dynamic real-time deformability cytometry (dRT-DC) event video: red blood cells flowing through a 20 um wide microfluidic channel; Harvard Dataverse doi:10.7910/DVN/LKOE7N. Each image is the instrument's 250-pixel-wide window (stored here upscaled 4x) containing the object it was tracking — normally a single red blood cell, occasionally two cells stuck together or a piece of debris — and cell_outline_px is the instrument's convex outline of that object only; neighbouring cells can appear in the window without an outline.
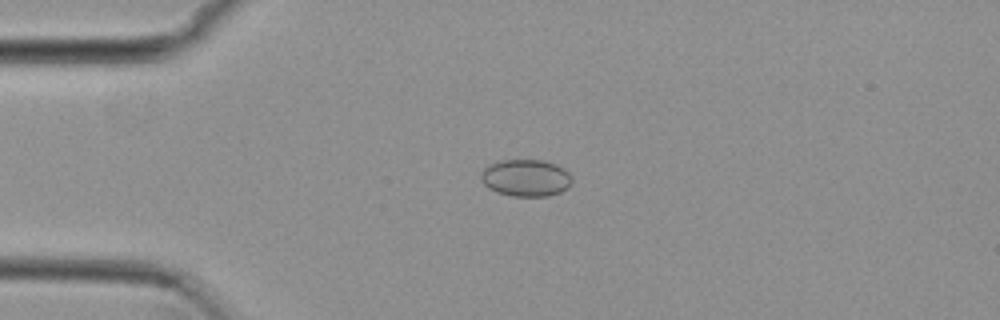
{"species": "common noctule bat (a hibernating species)", "species_latin": "Nyctalus noctula", "temperature_condition": "cold", "stored_images_in_passage": 8, "camera_frame_rate_fps": 3000, "um_per_image_px": 0.085, "animal": {"sex": "female", "body_mass_g": 29.2, "forearm_length_mm": 56.3}, "frame": {"image": 1, "passage_image": 2, "time_ms": 0.333, "image_size_px": [1000, 320], "cell_outline_px": [[572, 184], [568, 188], [560, 192], [548, 196], [512, 196], [496, 192], [488, 188], [480, 180], [480, 176], [484, 168], [500, 160], [544, 160], [556, 164], [564, 168], [572, 176]], "centroid_in_image_um": [44.72, 15.12], "position_along_channel_um": 40.3, "area_um2": 19.83}}
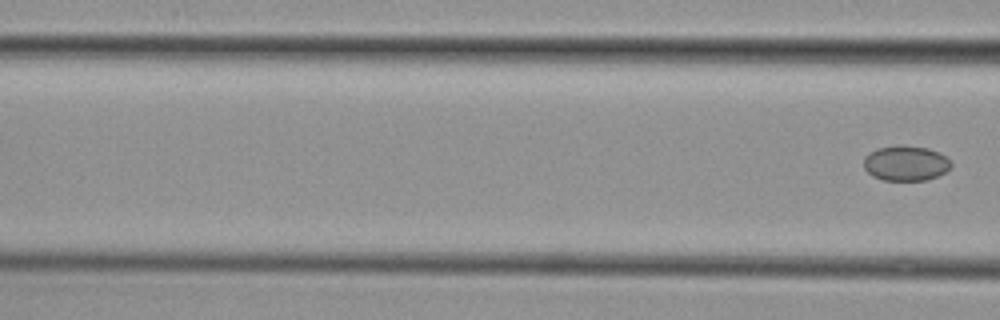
{"frame": {"image": 2, "passage_image": 8, "time_ms": 2.333, "image_size_px": [1000, 320], "cell_outline_px": [[952, 164], [944, 172], [928, 180], [884, 180], [872, 176], [864, 168], [864, 156], [876, 148], [928, 148], [940, 152]], "centroid_in_image_um": [76.97, 13.92], "position_along_channel_um": 89.6, "area_um2": 17.17}}